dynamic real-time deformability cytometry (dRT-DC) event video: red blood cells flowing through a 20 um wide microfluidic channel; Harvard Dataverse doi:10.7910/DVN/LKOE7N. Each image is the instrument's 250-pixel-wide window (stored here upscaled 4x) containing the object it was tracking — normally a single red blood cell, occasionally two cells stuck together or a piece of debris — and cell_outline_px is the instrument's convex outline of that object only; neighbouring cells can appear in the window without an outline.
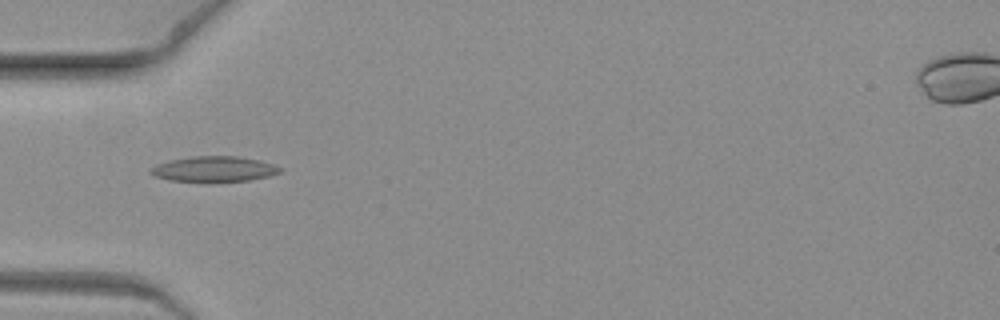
{"species": "common noctule bat (a hibernating species)", "species_latin": "Nyctalus noctula", "temperature_condition": "warm", "stored_images_in_passage": 3, "camera_frame_rate_fps": 3000, "um_per_image_px": 0.085, "animal": {"sex": "female", "body_mass_g": 19.3, "forearm_length_mm": 54.1}, "frame": {"image": 1, "passage_image": 1, "time_ms": 0.0, "image_size_px": [1000, 320], "cell_outline_px": [[284, 168], [280, 172], [268, 176], [248, 180], [168, 180], [156, 176], [148, 172], [148, 168], [156, 164], [172, 160], [192, 156], [236, 156], [260, 160]], "centroid_in_image_um": [18.18, 14.34], "position_along_channel_um": 66.8, "area_um2": 18.67}}
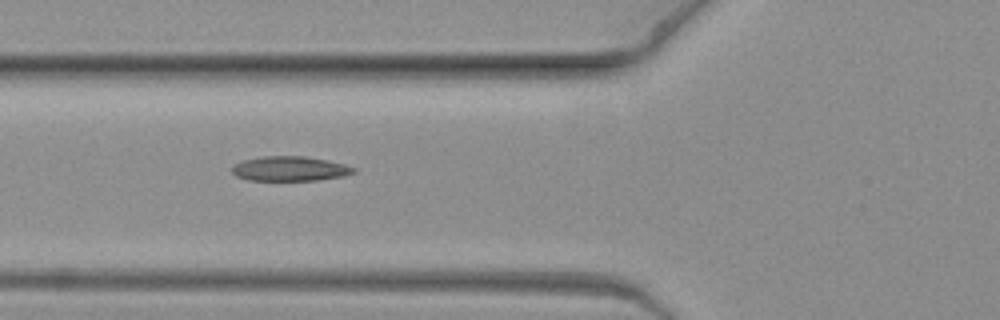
{"frame": {"image": 2, "passage_image": 2, "time_ms": 0.333, "image_size_px": [1000, 320], "cell_outline_px": [[356, 172], [344, 176], [316, 180], [248, 180], [236, 176], [232, 172], [232, 164], [244, 160], [264, 156], [304, 156], [328, 160], [344, 164], [356, 168]], "centroid_in_image_um": [24.64, 14.33], "position_along_channel_um": 101.2, "area_um2": 17.51}}